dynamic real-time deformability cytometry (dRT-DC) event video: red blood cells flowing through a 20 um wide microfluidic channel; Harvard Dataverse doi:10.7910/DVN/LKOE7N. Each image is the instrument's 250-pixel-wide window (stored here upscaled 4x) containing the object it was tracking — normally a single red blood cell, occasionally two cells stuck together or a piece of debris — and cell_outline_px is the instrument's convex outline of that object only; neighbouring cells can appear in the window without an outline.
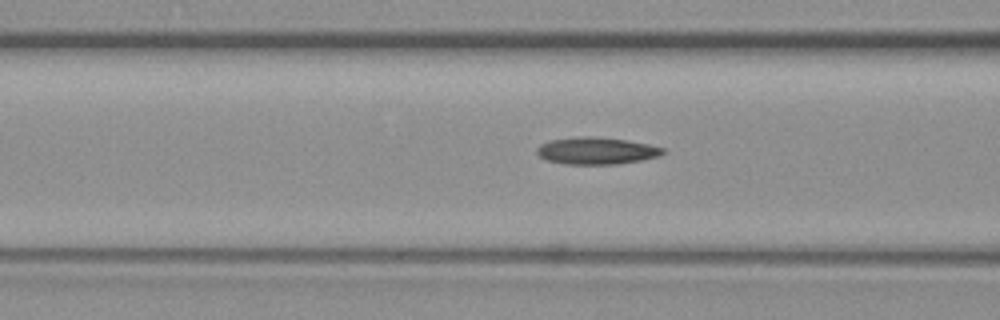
{"species": "common noctule bat (a hibernating species)", "species_latin": "Nyctalus noctula", "temperature_condition": "warm", "stored_images_in_passage": 24, "camera_frame_rate_fps": 3000, "um_per_image_px": 0.085, "animal": {"sex": "female", "body_mass_g": 19.3, "forearm_length_mm": 54.1}, "frame": {"image": 1, "passage_image": 4, "time_ms": 1.0, "image_size_px": [1000, 320], "cell_outline_px": [[668, 152], [660, 156], [640, 160], [616, 164], [564, 164], [548, 160], [540, 156], [536, 152], [536, 148], [540, 144], [548, 140], [580, 136], [592, 136], [624, 140], [648, 144], [664, 148]], "centroid_in_image_um": [50.7, 12.81], "position_along_channel_um": 115.9, "area_um2": 19.88}}
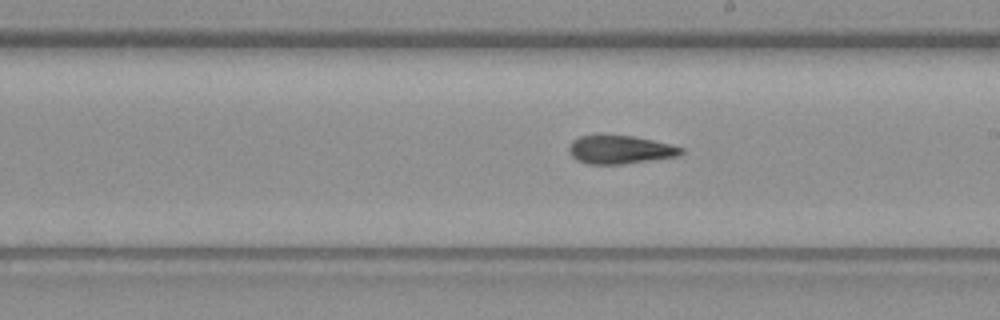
{"frame": {"image": 2, "passage_image": 13, "time_ms": 4.0, "image_size_px": [1000, 320], "cell_outline_px": [[684, 152], [680, 156], [624, 164], [588, 164], [576, 160], [568, 152], [568, 148], [572, 140], [580, 136], [600, 132], [632, 136], [672, 144], [684, 148]], "centroid_in_image_um": [52.68, 12.69], "position_along_channel_um": 236.3, "area_um2": 19.31}}
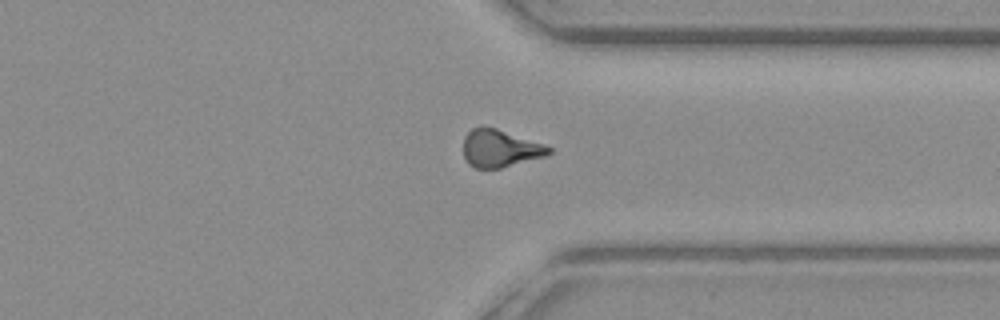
{"frame": {"image": 3, "passage_image": 23, "time_ms": 7.333, "image_size_px": [1000, 320], "cell_outline_px": [[552, 152], [544, 156], [500, 168], [476, 168], [468, 164], [464, 156], [464, 136], [472, 128], [480, 124], [484, 124], [496, 128], [552, 148]], "centroid_in_image_um": [42.44, 12.59], "position_along_channel_um": 369.0, "area_um2": 18.5}}